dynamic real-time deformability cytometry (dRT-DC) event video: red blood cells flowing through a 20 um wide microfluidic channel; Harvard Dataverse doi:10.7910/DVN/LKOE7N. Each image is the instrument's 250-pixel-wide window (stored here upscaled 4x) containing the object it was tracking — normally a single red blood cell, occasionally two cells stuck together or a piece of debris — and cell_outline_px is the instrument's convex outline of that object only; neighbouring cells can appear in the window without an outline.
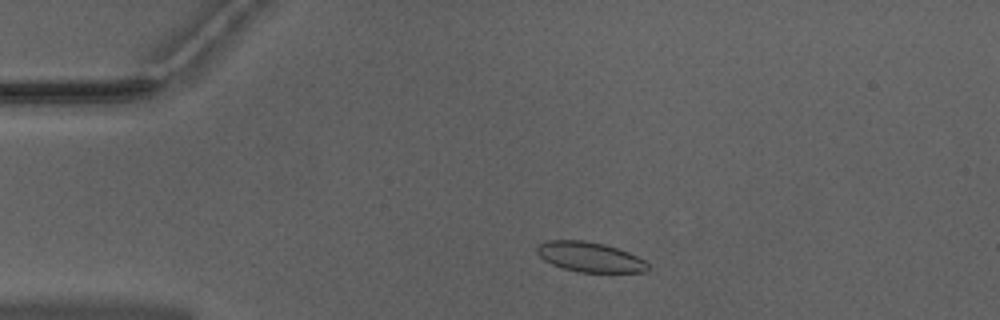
{"species": "Egyptian fruit bat (a non-hibernating species)", "species_latin": "Rousettus aegyptiacus", "temperature_condition": "warm", "stored_images_in_passage": 47, "camera_frame_rate_fps": 3000, "um_per_image_px": 0.085, "animal": {"sex": "male"}, "frame": {"image": 1, "passage_image": 6, "time_ms": 1.667, "image_size_px": [1000, 320], "cell_outline_px": [[648, 272], [580, 272], [564, 268], [552, 264], [544, 260], [536, 252], [536, 248], [540, 244], [548, 240], [584, 240], [604, 244], [628, 252], [644, 260], [648, 264]], "centroid_in_image_um": [50.13, 21.84], "position_along_channel_um": 34.9, "area_um2": 19.19}}
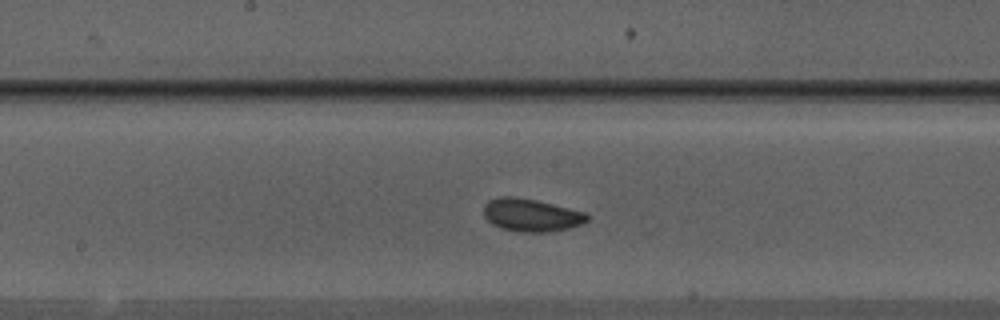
{"frame": {"image": 2, "passage_image": 22, "time_ms": 7.0, "image_size_px": [1000, 320], "cell_outline_px": [[588, 220], [580, 224], [568, 228], [552, 232], [516, 232], [500, 228], [492, 224], [484, 216], [484, 204], [488, 200], [500, 196], [508, 196], [536, 200], [588, 212]], "centroid_in_image_um": [45.15, 18.29], "position_along_channel_um": 203.1, "area_um2": 19.94}}
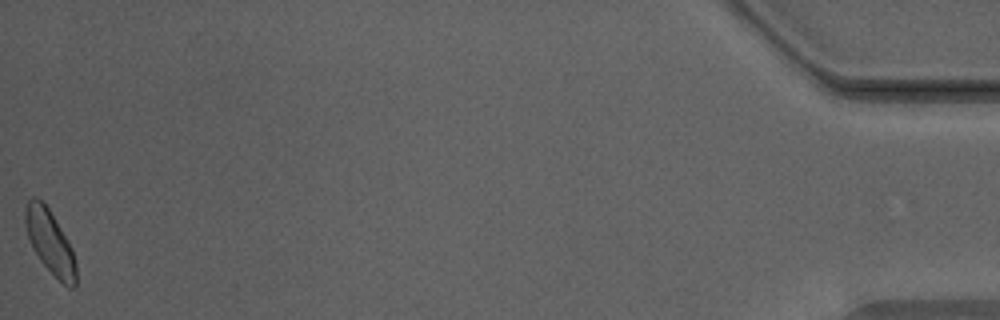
{"frame": {"image": 3, "passage_image": 47, "time_ms": 15.333, "image_size_px": [1000, 320], "cell_outline_px": [[76, 288], [68, 288], [40, 260], [32, 248], [24, 224], [24, 208], [28, 200], [32, 196], [36, 196], [48, 208], [68, 240], [72, 248], [76, 264]], "centroid_in_image_um": [4.24, 20.55], "position_along_channel_um": 431.0, "area_um2": 18.79}, "authors_computed_cell_mechanics": {"area_um2": 19.1896, "velocity_mm_per_s": 3.9476, "shape_relaxation_time_tau1_ms": 1.8296, "shape_relaxation_time_tau2_ms": 4.0738, "deformation_change_tau1": 0.0734, "deformation_change_tau2": 0.0803}}